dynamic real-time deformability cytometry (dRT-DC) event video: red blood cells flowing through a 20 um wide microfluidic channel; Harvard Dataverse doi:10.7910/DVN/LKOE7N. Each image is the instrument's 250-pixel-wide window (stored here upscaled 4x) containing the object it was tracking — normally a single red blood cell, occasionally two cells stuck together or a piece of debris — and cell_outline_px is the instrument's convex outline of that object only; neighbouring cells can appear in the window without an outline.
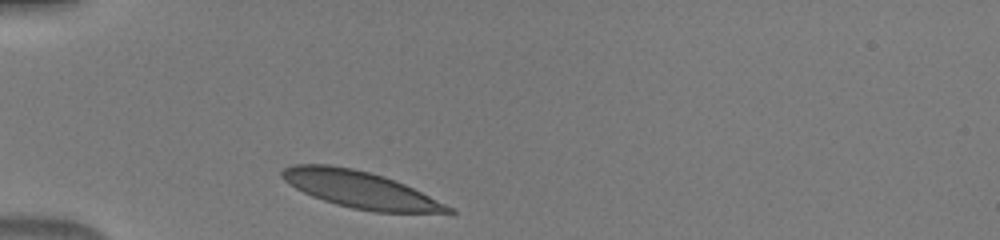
{"species": "human", "species_latin": "Homo sapiens", "temperature_condition": "warm", "stored_images_in_passage": 30, "camera_frame_rate_fps": 3000, "um_per_image_px": 0.085, "donor": {"sex": "male"}, "frame": {"image": 1, "passage_image": 1, "time_ms": 0.0, "image_size_px": [1000, 240], "cell_outline_px": [[456, 212], [376, 212], [352, 208], [336, 204], [312, 196], [288, 184], [280, 176], [280, 172], [284, 168], [292, 164], [328, 164], [352, 168], [384, 176], [404, 184], [456, 208]], "centroid_in_image_um": [30.6, 16.1], "position_along_channel_um": 54.4, "area_um2": 35.43}}
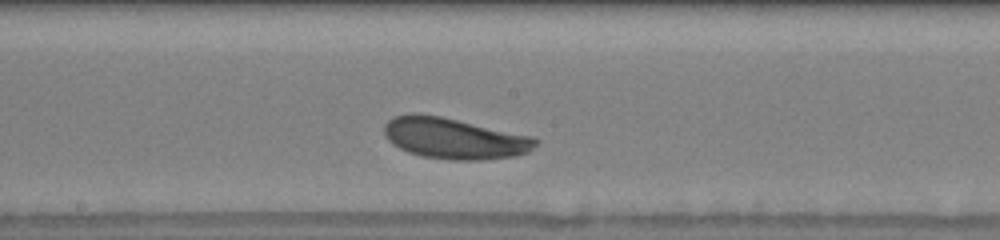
{"frame": {"image": 2, "passage_image": 14, "time_ms": 4.333, "image_size_px": [1000, 240], "cell_outline_px": [[540, 140], [528, 152], [516, 156], [480, 160], [452, 160], [420, 156], [408, 152], [392, 144], [384, 136], [384, 124], [388, 120], [396, 116], [412, 112], [416, 112], [440, 116], [532, 136]], "centroid_in_image_um": [38.58, 11.76], "position_along_channel_um": 209.6, "area_um2": 36.3}}
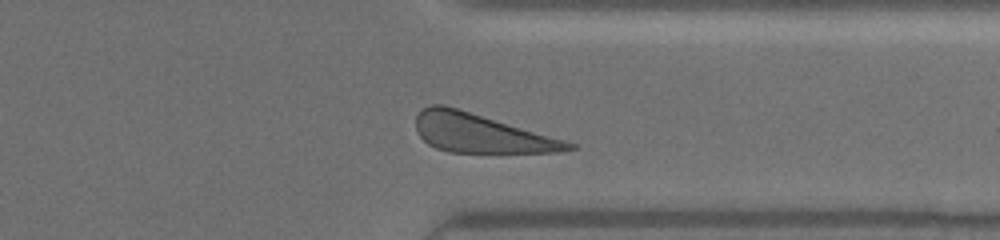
{"frame": {"image": 3, "passage_image": 26, "time_ms": 8.333, "image_size_px": [1000, 240], "cell_outline_px": [[576, 148], [556, 152], [448, 152], [436, 148], [428, 144], [420, 136], [416, 128], [416, 116], [424, 108], [432, 104], [444, 104], [564, 140], [576, 144]], "centroid_in_image_um": [40.83, 11.32], "position_along_channel_um": 370.6, "area_um2": 33.93}}